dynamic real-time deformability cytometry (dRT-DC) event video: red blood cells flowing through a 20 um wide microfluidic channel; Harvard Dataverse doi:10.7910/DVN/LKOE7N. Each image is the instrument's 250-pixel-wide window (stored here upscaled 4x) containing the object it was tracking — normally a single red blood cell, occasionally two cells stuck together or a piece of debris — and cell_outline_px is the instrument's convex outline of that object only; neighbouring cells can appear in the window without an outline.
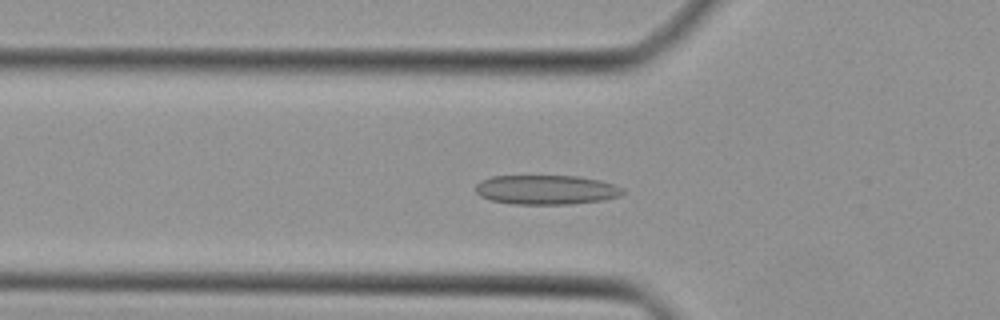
{"species": "Egyptian fruit bat (a non-hibernating species)", "species_latin": "Rousettus aegyptiacus", "temperature_condition": "cold", "stored_images_in_passage": 33, "camera_frame_rate_fps": 3000, "um_per_image_px": 0.085, "animal": {"sex": "female"}, "frame": {"image": 1, "passage_image": 8, "time_ms": 2.333, "image_size_px": [1000, 320], "cell_outline_px": [[624, 192], [620, 196], [604, 200], [568, 204], [512, 204], [492, 200], [480, 196], [476, 192], [476, 184], [480, 180], [492, 176], [580, 176], [600, 180], [624, 188]], "centroid_in_image_um": [46.43, 16.12], "position_along_channel_um": 79.4, "area_um2": 25.32}}
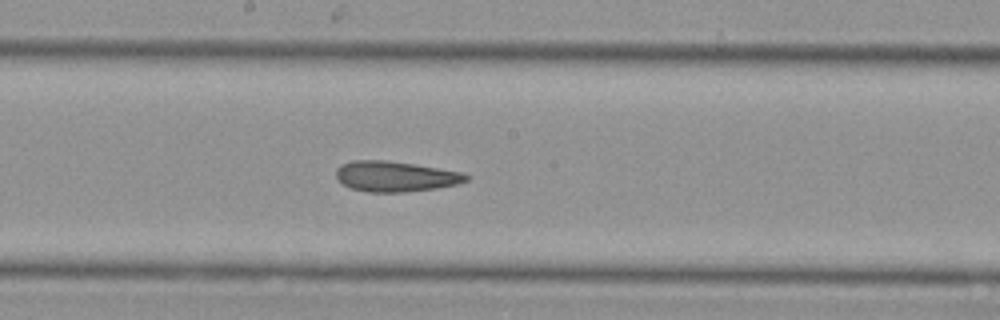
{"frame": {"image": 2, "passage_image": 17, "time_ms": 5.333, "image_size_px": [1000, 320], "cell_outline_px": [[472, 176], [468, 180], [456, 184], [436, 188], [404, 192], [368, 192], [348, 188], [336, 176], [336, 168], [340, 164], [352, 160], [384, 160], [412, 164], [464, 172]], "centroid_in_image_um": [33.6, 14.99], "position_along_channel_um": 214.6, "area_um2": 23.12}}
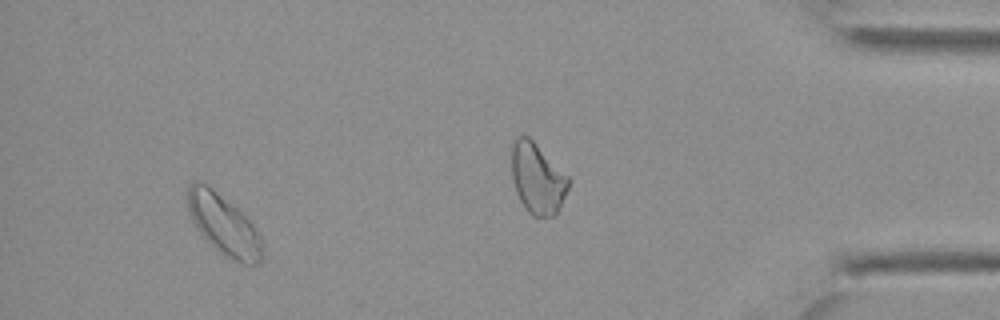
{"frame": {"image": 3, "passage_image": 30, "time_ms": 9.667, "image_size_px": [1000, 320], "cell_outline_px": [[260, 264], [244, 264], [232, 260], [224, 256], [200, 232], [192, 220], [188, 212], [188, 188], [192, 180], [200, 180], [208, 184], [236, 208], [252, 224], [260, 236]], "centroid_in_image_um": [18.97, 19.07], "position_along_channel_um": 416.2, "area_um2": 25.61}}